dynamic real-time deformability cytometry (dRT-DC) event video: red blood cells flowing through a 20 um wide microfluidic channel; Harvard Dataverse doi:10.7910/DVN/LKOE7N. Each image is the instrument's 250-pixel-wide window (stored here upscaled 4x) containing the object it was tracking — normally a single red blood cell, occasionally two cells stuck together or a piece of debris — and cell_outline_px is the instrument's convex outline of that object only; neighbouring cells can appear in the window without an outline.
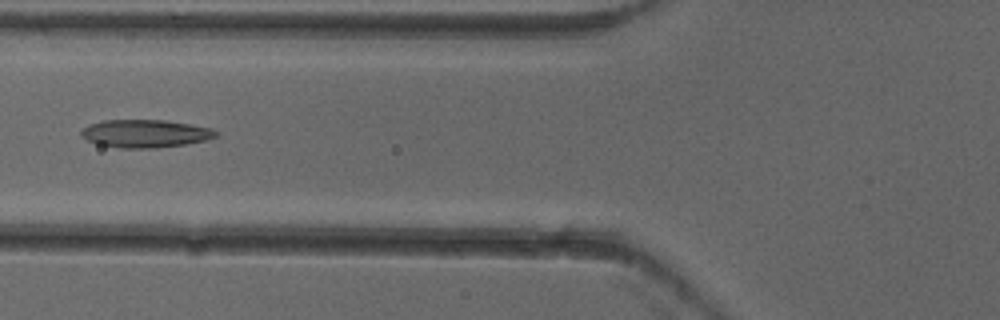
{"species": "common noctule bat (a hibernating species)", "species_latin": "Nyctalus noctula", "temperature_condition": "cold", "stored_images_in_passage": 6, "camera_frame_rate_fps": 3000, "um_per_image_px": 0.085, "animal": {"sex": "female"}, "frame": {"image": 1, "passage_image": 5, "time_ms": 1.333, "image_size_px": [1000, 320], "cell_outline_px": [[220, 136], [204, 140], [184, 144], [152, 148], [120, 148], [96, 144], [80, 136], [80, 132], [88, 124], [104, 120], [164, 120], [192, 124], [212, 128]], "centroid_in_image_um": [12.33, 11.34], "position_along_channel_um": 113.5, "area_um2": 21.91}}
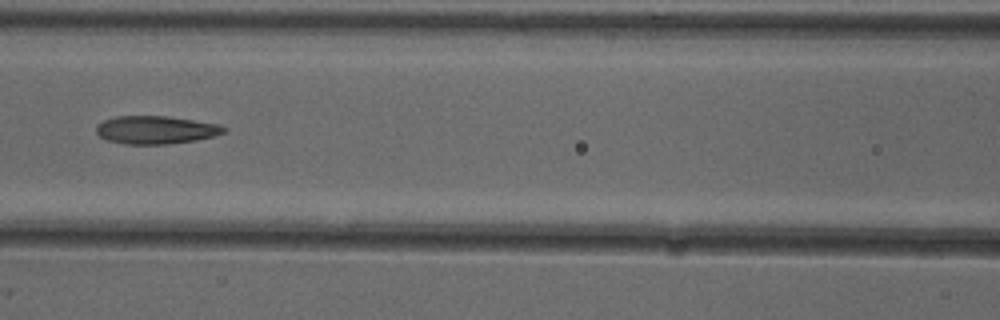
{"frame": {"image": 2, "passage_image": 6, "time_ms": 1.667, "image_size_px": [1000, 320], "cell_outline_px": [[228, 128], [224, 132], [216, 136], [196, 140], [168, 144], [124, 144], [108, 140], [100, 136], [96, 132], [96, 124], [104, 120], [116, 116], [168, 116], [220, 124]], "centroid_in_image_um": [13.26, 11.04], "position_along_channel_um": 153.3, "area_um2": 20.98}}